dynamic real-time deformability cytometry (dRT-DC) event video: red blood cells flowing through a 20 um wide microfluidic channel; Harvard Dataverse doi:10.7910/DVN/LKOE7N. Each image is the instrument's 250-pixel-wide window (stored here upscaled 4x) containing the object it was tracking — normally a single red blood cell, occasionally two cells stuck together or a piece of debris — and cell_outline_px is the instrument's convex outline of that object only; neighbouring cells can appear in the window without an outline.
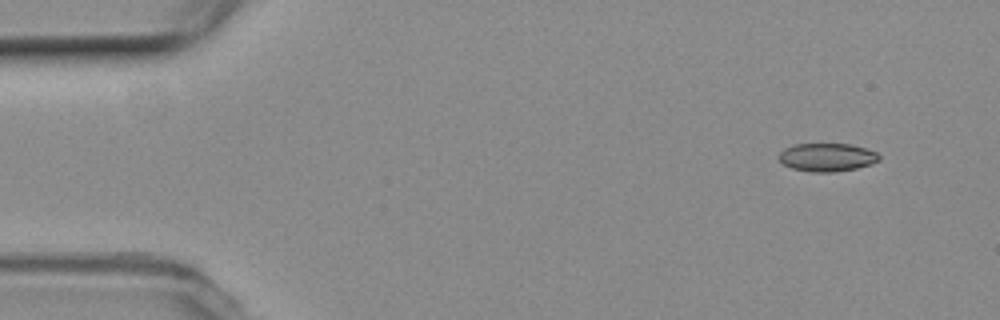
{"species": "common noctule bat (a hibernating species)", "species_latin": "Nyctalus noctula", "temperature_condition": "room temperature", "stored_images_in_passage": 20, "camera_frame_rate_fps": 3000, "um_per_image_px": 0.085, "animal": {"sex": "female", "body_mass_g": 19.3, "forearm_length_mm": 54.1}, "frame": {"image": 1, "passage_image": 1, "time_ms": 0.0, "image_size_px": [1000, 320], "cell_outline_px": [[880, 160], [872, 164], [856, 168], [832, 172], [812, 172], [792, 168], [784, 164], [776, 156], [784, 148], [796, 144], [852, 144], [876, 152], [880, 156]], "centroid_in_image_um": [70.29, 13.36], "position_along_channel_um": 14.7, "area_um2": 16.47}}
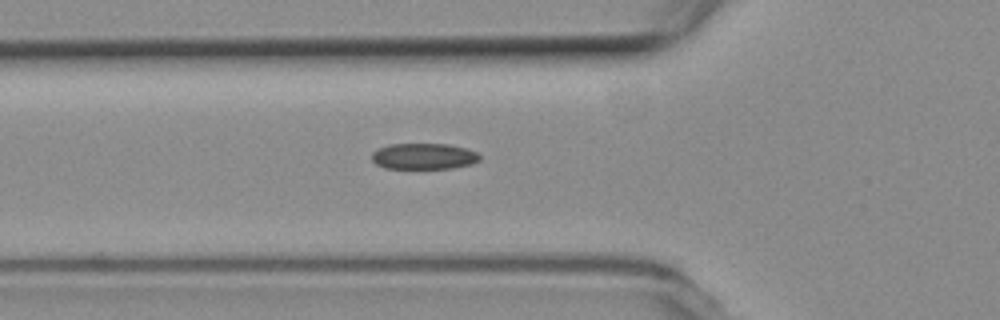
{"frame": {"image": 2, "passage_image": 16, "time_ms": 5.0, "image_size_px": [1000, 320], "cell_outline_px": [[480, 160], [472, 164], [452, 168], [384, 168], [376, 164], [372, 160], [372, 152], [376, 148], [388, 144], [448, 144], [468, 148], [476, 152], [480, 156]], "centroid_in_image_um": [36.01, 13.27], "position_along_channel_um": 89.8, "area_um2": 16.53}}
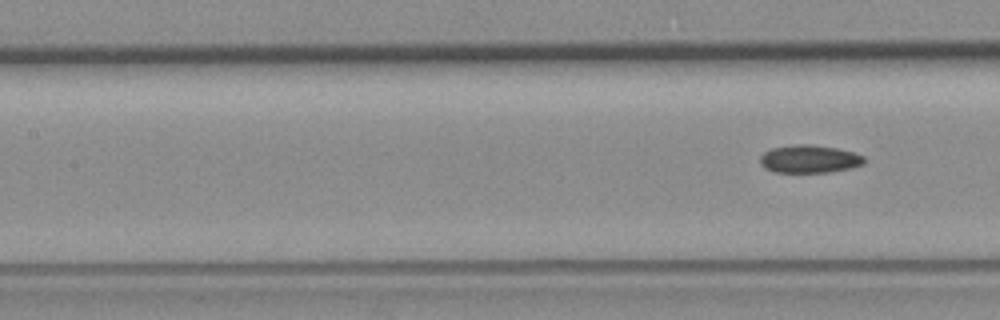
{"frame": {"image": 3, "passage_image": 20, "time_ms": 6.333, "image_size_px": [1000, 320], "cell_outline_px": [[868, 160], [864, 164], [852, 168], [828, 172], [776, 172], [764, 168], [760, 164], [760, 156], [764, 152], [772, 148], [792, 144], [812, 144], [836, 148], [856, 152], [864, 156]], "centroid_in_image_um": [68.84, 13.5], "position_along_channel_um": 138.6, "area_um2": 17.22}}